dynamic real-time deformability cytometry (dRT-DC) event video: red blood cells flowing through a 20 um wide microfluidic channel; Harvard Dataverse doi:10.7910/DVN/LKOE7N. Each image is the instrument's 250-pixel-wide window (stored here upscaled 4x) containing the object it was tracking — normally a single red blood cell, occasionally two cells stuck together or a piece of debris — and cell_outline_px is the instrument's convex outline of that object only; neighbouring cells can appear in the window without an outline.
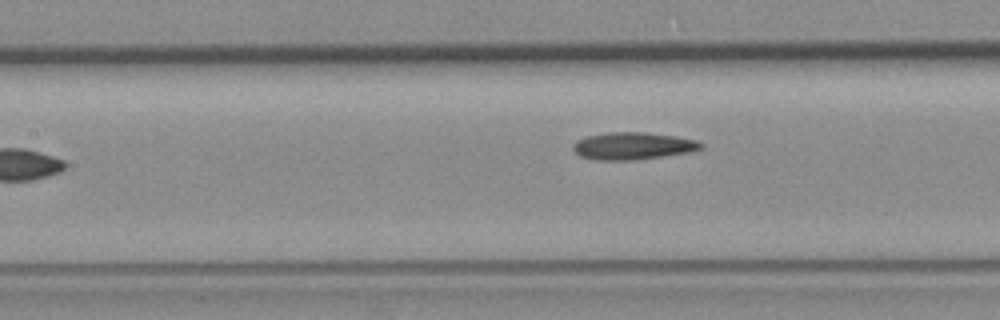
{"species": "common noctule bat (a hibernating species)", "species_latin": "Nyctalus noctula", "temperature_condition": "room temperature", "stored_images_in_passage": 9, "camera_frame_rate_fps": 3000, "um_per_image_px": 0.085, "animal": {"sex": "female", "body_mass_g": 19.3, "forearm_length_mm": 54.1}, "frame": {"image": 1, "passage_image": 9, "time_ms": 9.333, "image_size_px": [1000, 320], "cell_outline_px": [[704, 148], [692, 152], [632, 160], [596, 160], [580, 156], [572, 148], [572, 144], [576, 140], [584, 136], [608, 132], [644, 132], [676, 136], [696, 140], [704, 144]], "centroid_in_image_um": [53.79, 12.4], "position_along_channel_um": 153.6, "area_um2": 20.52}}